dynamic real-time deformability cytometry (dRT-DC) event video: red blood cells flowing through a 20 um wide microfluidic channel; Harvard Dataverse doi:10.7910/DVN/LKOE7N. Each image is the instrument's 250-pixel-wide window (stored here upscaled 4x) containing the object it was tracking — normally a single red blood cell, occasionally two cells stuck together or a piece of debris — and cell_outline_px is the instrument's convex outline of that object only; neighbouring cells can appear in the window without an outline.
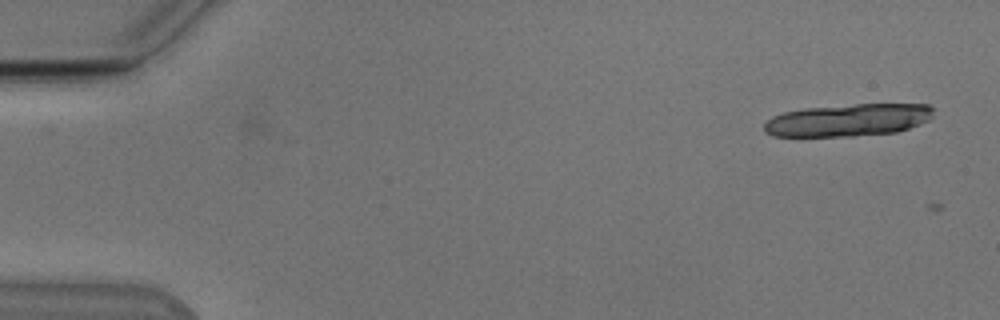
{"species": "Egyptian fruit bat (a non-hibernating species)", "species_latin": "Rousettus aegyptiacus", "temperature_condition": "cold", "stored_images_in_passage": 4, "camera_frame_rate_fps": 3000, "um_per_image_px": 0.085, "animal": {"sex": "male"}, "frame": {"image": 1, "passage_image": 3, "time_ms": 0.667, "image_size_px": [1000, 320], "cell_outline_px": [[932, 116], [928, 120], [920, 124], [896, 132], [852, 136], [772, 136], [764, 132], [764, 124], [772, 116], [784, 112], [804, 108], [856, 104], [928, 104], [932, 108]], "centroid_in_image_um": [72.07, 10.2], "position_along_channel_um": 12.9, "area_um2": 31.91}}